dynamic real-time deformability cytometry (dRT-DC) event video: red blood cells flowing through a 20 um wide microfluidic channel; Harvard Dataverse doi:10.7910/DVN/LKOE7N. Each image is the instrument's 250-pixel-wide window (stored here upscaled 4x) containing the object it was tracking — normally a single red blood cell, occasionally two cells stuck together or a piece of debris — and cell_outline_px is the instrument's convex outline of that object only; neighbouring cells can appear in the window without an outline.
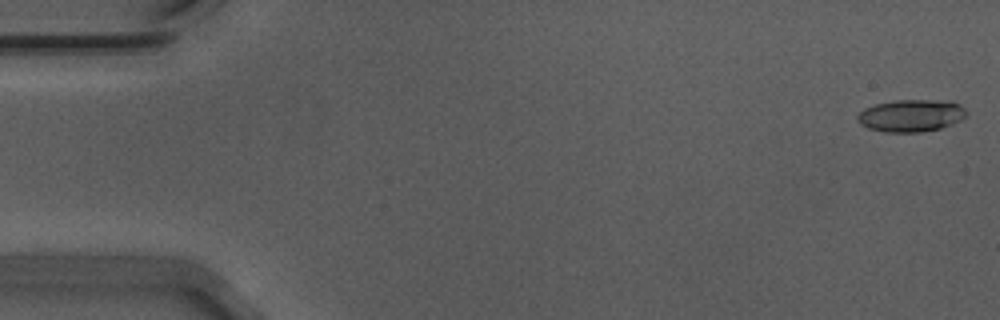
{"species": "Egyptian fruit bat (a non-hibernating species)", "species_latin": "Rousettus aegyptiacus", "temperature_condition": "warm", "stored_images_in_passage": 53, "camera_frame_rate_fps": 3000, "um_per_image_px": 0.085, "animal": {"sex": "male"}, "frame": {"image": 1, "passage_image": 1, "time_ms": 0.0, "image_size_px": [1000, 320], "cell_outline_px": [[968, 112], [960, 120], [952, 124], [940, 128], [920, 132], [884, 132], [868, 128], [860, 124], [856, 116], [864, 108], [876, 104], [896, 100], [952, 100], [960, 104]], "centroid_in_image_um": [77.45, 9.81], "position_along_channel_um": 7.5, "area_um2": 20.58}}
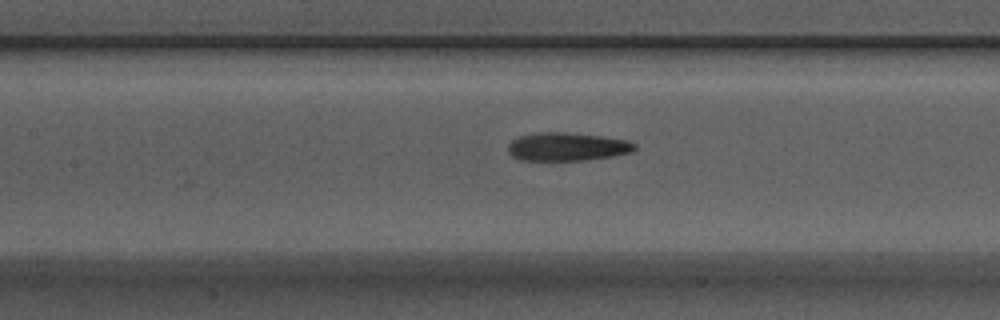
{"frame": {"image": 2, "passage_image": 25, "time_ms": 8.0, "image_size_px": [1000, 320], "cell_outline_px": [[636, 148], [632, 152], [612, 156], [584, 160], [520, 160], [512, 156], [508, 152], [508, 144], [512, 140], [520, 136], [536, 132], [568, 132], [600, 136], [628, 140], [636, 144]], "centroid_in_image_um": [48.19, 12.46], "position_along_channel_um": 159.2, "area_um2": 20.92}}
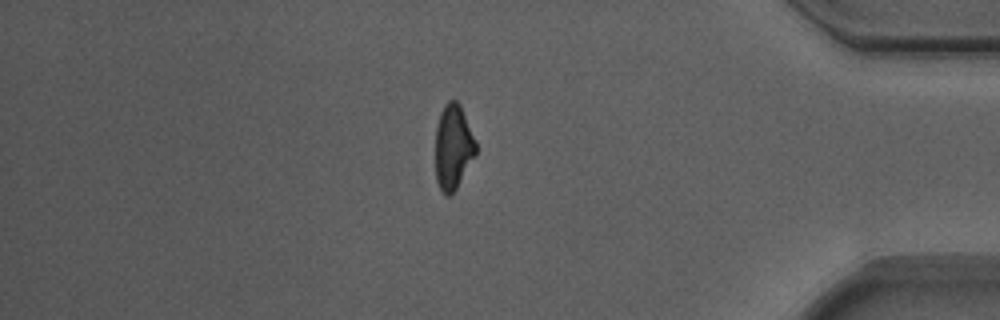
{"frame": {"image": 3, "passage_image": 47, "time_ms": 15.333, "image_size_px": [1000, 320], "cell_outline_px": [[476, 152], [456, 188], [448, 196], [444, 196], [436, 180], [436, 128], [440, 112], [444, 104], [448, 100], [456, 100], [460, 104], [476, 140]], "centroid_in_image_um": [38.51, 12.46], "position_along_channel_um": 396.7, "area_um2": 19.83}}